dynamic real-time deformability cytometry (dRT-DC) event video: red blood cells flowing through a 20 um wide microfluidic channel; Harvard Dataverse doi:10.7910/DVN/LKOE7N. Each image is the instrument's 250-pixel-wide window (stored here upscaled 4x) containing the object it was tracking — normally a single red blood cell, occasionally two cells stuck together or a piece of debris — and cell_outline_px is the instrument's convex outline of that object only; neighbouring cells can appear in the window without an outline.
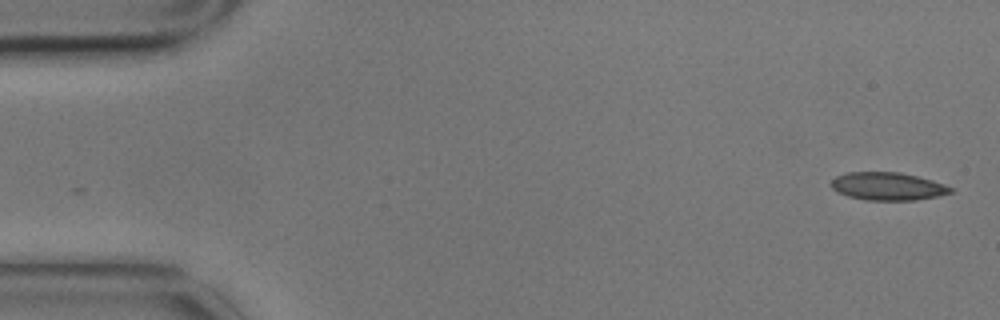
{"species": "common noctule bat (a hibernating species)", "species_latin": "Nyctalus noctula", "temperature_condition": "cold", "stored_images_in_passage": 6, "camera_frame_rate_fps": 3000, "um_per_image_px": 0.085, "animal": {"sex": "male", "body_mass_g": 17.9}, "frame": {"image": 1, "passage_image": 1, "time_ms": 0.0, "image_size_px": [1000, 320], "cell_outline_px": [[952, 192], [936, 196], [916, 200], [864, 200], [848, 196], [836, 192], [828, 184], [836, 176], [848, 172], [900, 172], [932, 180], [944, 184], [952, 188]], "centroid_in_image_um": [75.4, 15.83], "position_along_channel_um": 9.6, "area_um2": 19.42}}